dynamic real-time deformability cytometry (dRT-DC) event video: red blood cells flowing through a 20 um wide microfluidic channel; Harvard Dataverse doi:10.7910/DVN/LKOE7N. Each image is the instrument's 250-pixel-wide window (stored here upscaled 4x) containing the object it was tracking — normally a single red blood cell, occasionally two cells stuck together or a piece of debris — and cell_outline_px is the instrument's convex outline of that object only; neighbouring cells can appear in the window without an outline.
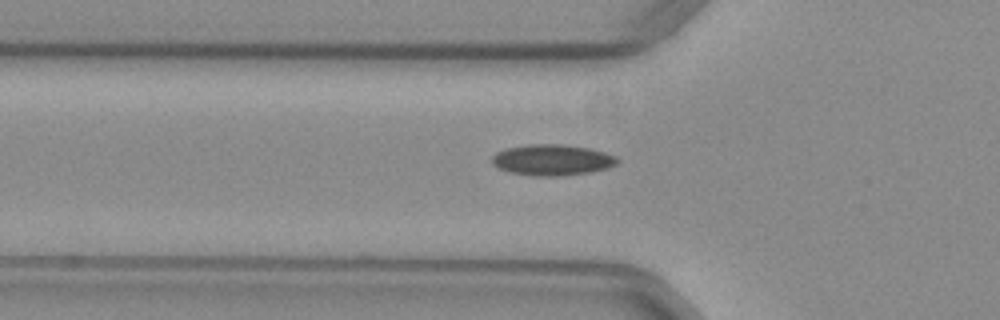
{"species": "common noctule bat (a hibernating species)", "species_latin": "Nyctalus noctula", "temperature_condition": "warm", "stored_images_in_passage": 9, "camera_frame_rate_fps": 3000, "um_per_image_px": 0.085, "animal": {"sex": "female", "body_mass_g": 29.2, "forearm_length_mm": 56.3}, "frame": {"image": 1, "passage_image": 4, "time_ms": 1.0, "image_size_px": [1000, 320], "cell_outline_px": [[620, 160], [616, 164], [608, 168], [588, 172], [560, 176], [536, 176], [512, 172], [500, 168], [492, 164], [492, 156], [496, 152], [508, 148], [528, 144], [560, 144], [588, 148], [604, 152], [616, 156]], "centroid_in_image_um": [46.95, 13.59], "position_along_channel_um": 78.9, "area_um2": 22.43}}